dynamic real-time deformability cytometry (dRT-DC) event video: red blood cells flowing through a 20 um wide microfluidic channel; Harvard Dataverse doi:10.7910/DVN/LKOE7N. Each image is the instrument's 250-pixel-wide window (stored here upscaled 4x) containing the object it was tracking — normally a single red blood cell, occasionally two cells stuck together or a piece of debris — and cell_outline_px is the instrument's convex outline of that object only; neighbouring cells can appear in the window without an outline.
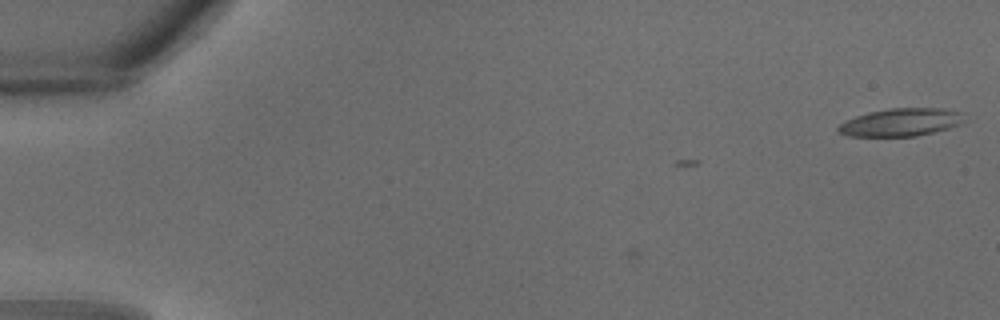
{"species": "common noctule bat (a hibernating species)", "species_latin": "Nyctalus noctula", "temperature_condition": "warm", "stored_images_in_passage": 8, "camera_frame_rate_fps": 3000, "um_per_image_px": 0.085, "animal": {"sex": "male", "body_mass_g": 18.8}, "frame": {"image": 1, "passage_image": 8, "time_ms": 2.333, "image_size_px": [1000, 320], "cell_outline_px": [[968, 120], [964, 124], [916, 136], [848, 136], [840, 132], [836, 128], [840, 124], [856, 116], [868, 112], [888, 108], [944, 108], [964, 112]], "centroid_in_image_um": [76.69, 10.38], "position_along_channel_um": 8.3, "area_um2": 20.69}}